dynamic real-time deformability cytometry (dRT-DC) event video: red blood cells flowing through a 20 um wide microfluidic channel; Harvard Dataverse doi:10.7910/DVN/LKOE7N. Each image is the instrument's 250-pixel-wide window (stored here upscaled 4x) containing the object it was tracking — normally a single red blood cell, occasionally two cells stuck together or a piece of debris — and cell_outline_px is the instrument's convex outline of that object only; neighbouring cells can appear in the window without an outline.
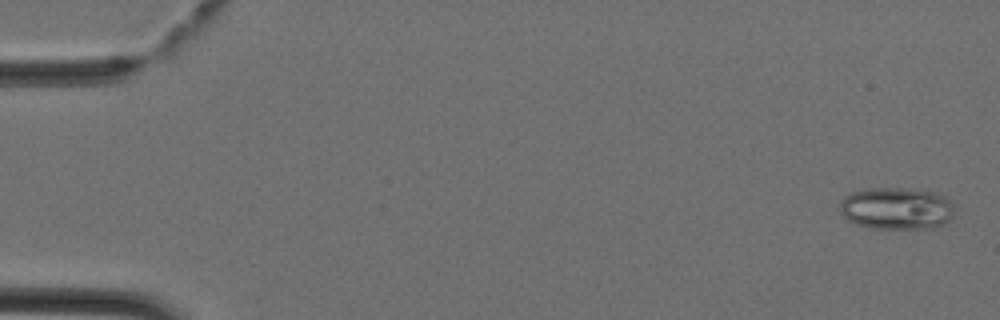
{"species": "Egyptian fruit bat (a non-hibernating species)", "species_latin": "Rousettus aegyptiacus", "temperature_condition": "cold", "stored_images_in_passage": 45, "camera_frame_rate_fps": 3000, "um_per_image_px": 0.085, "animal": {"sex": "female"}, "frame": {"image": 1, "passage_image": 2, "time_ms": 0.333, "image_size_px": [1000, 320], "cell_outline_px": [[956, 208], [952, 216], [944, 224], [932, 228], [872, 228], [856, 224], [848, 220], [840, 212], [840, 200], [844, 196], [852, 192], [868, 188], [900, 188], [932, 192], [944, 196]], "centroid_in_image_um": [76.19, 17.71], "position_along_channel_um": 8.8, "area_um2": 28.09}}
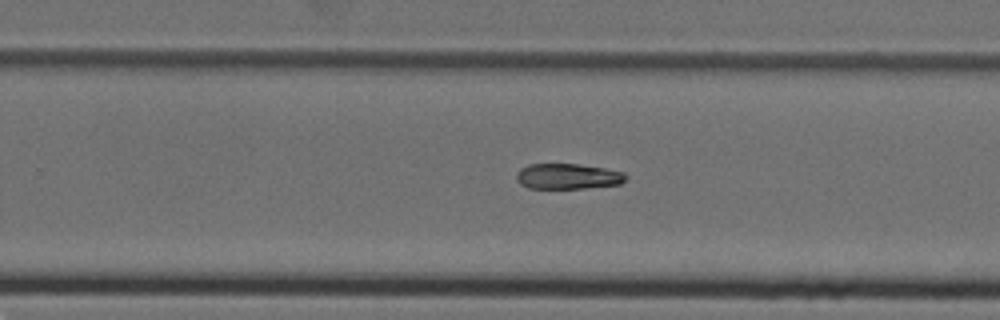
{"frame": {"image": 2, "passage_image": 29, "time_ms": 9.333, "image_size_px": [1000, 320], "cell_outline_px": [[628, 176], [620, 184], [584, 188], [528, 188], [520, 184], [516, 180], [516, 172], [520, 168], [528, 164], [576, 164], [604, 168], [624, 172]], "centroid_in_image_um": [48.23, 14.99], "position_along_channel_um": 281.6, "area_um2": 16.3}}
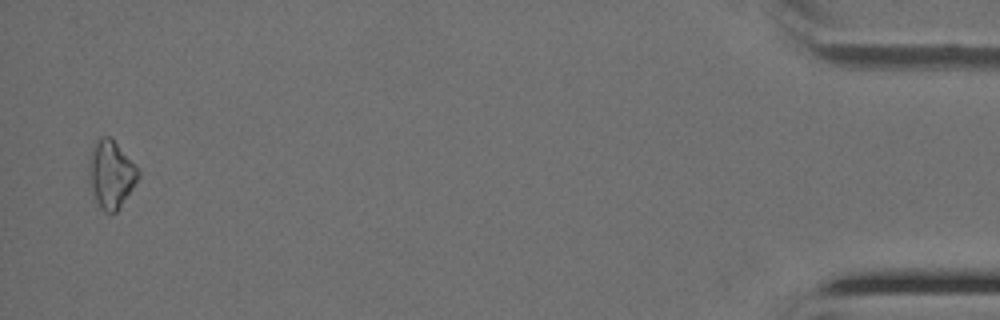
{"frame": {"image": 3, "passage_image": 44, "time_ms": 14.333, "image_size_px": [1000, 320], "cell_outline_px": [[140, 176], [116, 212], [104, 212], [100, 208], [92, 196], [88, 180], [88, 160], [100, 136], [112, 136], [140, 172]], "centroid_in_image_um": [9.4, 14.82], "position_along_channel_um": 425.8, "area_um2": 19.42}}